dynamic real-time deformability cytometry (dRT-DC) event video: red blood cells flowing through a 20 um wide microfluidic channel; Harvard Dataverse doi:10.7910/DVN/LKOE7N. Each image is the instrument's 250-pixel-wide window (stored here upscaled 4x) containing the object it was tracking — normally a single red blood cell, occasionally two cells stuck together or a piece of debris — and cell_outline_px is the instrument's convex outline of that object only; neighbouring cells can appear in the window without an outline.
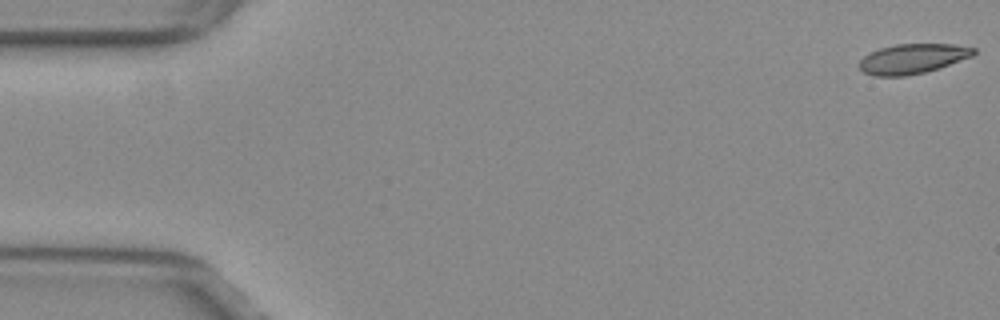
{"species": "common noctule bat (a hibernating species)", "species_latin": "Nyctalus noctula", "temperature_condition": "warm", "stored_images_in_passage": 9, "camera_frame_rate_fps": 3000, "um_per_image_px": 0.085, "animal": {"sex": "female", "body_mass_g": 29.2, "forearm_length_mm": 56.3}, "frame": {"image": 1, "passage_image": 1, "time_ms": 0.0, "image_size_px": [1000, 320], "cell_outline_px": [[976, 52], [972, 56], [940, 68], [924, 72], [904, 76], [876, 76], [864, 72], [860, 68], [860, 60], [864, 56], [880, 48], [896, 44], [952, 44], [976, 48]], "centroid_in_image_um": [77.59, 4.99], "position_along_channel_um": 7.4, "area_um2": 19.71}}